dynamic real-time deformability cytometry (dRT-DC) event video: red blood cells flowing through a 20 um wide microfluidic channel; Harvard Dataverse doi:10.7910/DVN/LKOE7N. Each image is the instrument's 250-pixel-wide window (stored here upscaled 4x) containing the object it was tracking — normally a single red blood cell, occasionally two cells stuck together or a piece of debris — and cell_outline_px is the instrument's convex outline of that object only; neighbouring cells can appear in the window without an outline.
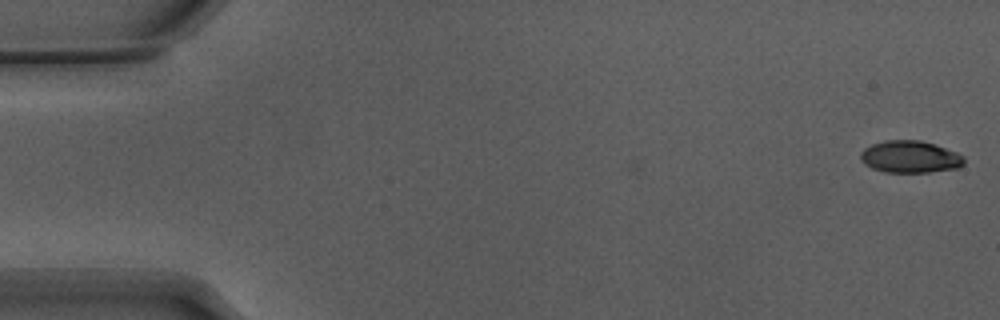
{"species": "Egyptian fruit bat (a non-hibernating species)", "species_latin": "Rousettus aegyptiacus", "temperature_condition": "warm", "stored_images_in_passage": 54, "camera_frame_rate_fps": 3000, "um_per_image_px": 0.085, "animal": {"sex": "male"}, "frame": {"image": 1, "passage_image": 1, "time_ms": 0.0, "image_size_px": [1000, 320], "cell_outline_px": [[964, 164], [956, 168], [928, 172], [884, 172], [872, 168], [864, 164], [860, 160], [860, 152], [864, 148], [872, 144], [884, 140], [920, 140], [956, 152], [964, 156]], "centroid_in_image_um": [77.31, 13.33], "position_along_channel_um": 7.7, "area_um2": 19.31}}
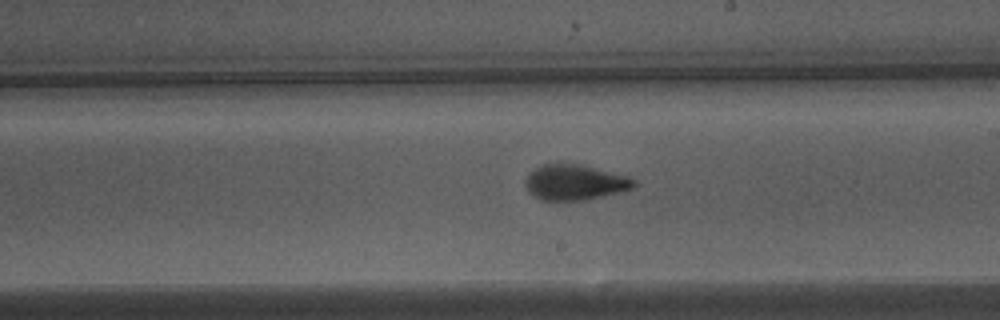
{"frame": {"image": 2, "passage_image": 31, "time_ms": 10.0, "image_size_px": [1000, 320], "cell_outline_px": [[636, 184], [632, 188], [624, 192], [580, 200], [540, 200], [528, 192], [524, 184], [524, 180], [528, 172], [540, 164], [560, 160], [580, 164], [628, 176], [636, 180]], "centroid_in_image_um": [48.8, 15.45], "position_along_channel_um": 240.2, "area_um2": 23.18}}
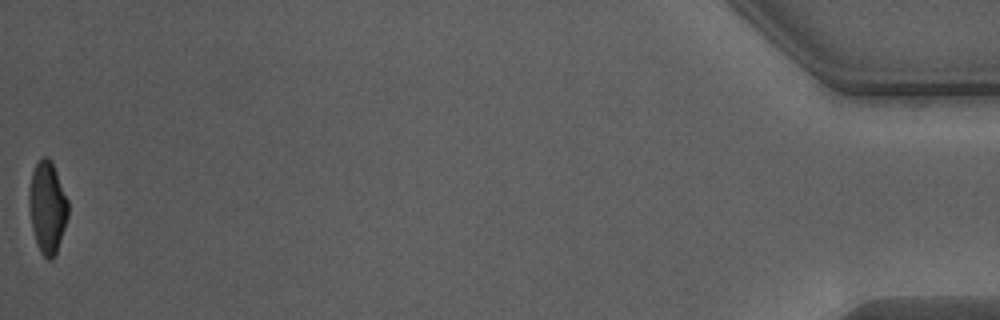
{"frame": {"image": 3, "passage_image": 54, "time_ms": 17.667, "image_size_px": [1000, 320], "cell_outline_px": [[68, 216], [56, 252], [52, 260], [48, 260], [40, 252], [32, 228], [28, 204], [28, 192], [32, 172], [36, 164], [44, 156], [48, 156], [52, 160], [68, 200]], "centroid_in_image_um": [4.02, 17.59], "position_along_channel_um": 431.2, "area_um2": 20.87}, "authors_computed_cell_mechanics": {"area_um2": 21.8484, "velocity_mm_per_s": 3.8449, "shape_relaxation_time_tau1_ms": 2.9904, "shape_relaxation_time_tau2_ms": 1.3451, "deformation_change_tau1": 0.1697, "deformation_change_tau2": 0.0771}}